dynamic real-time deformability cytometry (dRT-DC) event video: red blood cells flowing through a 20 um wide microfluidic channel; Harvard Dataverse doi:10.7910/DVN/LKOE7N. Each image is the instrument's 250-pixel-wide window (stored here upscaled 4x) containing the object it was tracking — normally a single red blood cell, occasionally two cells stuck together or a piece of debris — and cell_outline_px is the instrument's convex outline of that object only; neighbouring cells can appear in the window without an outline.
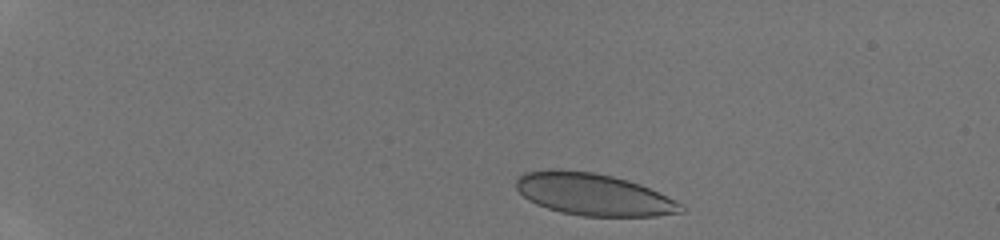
{"species": "human", "species_latin": "Homo sapiens", "temperature_condition": "room temperature", "stored_images_in_passage": 37, "camera_frame_rate_fps": 3000, "um_per_image_px": 0.085, "donor": {"sex": "male"}, "frame": {"image": 1, "passage_image": 3, "time_ms": 0.667, "image_size_px": [1000, 240], "cell_outline_px": [[684, 212], [656, 216], [584, 216], [560, 212], [536, 204], [528, 200], [516, 188], [516, 180], [524, 172], [548, 168], [560, 168], [596, 172], [628, 180], [640, 184], [684, 204]], "centroid_in_image_um": [50.43, 16.51], "position_along_channel_um": 34.6, "area_um2": 40.75}}
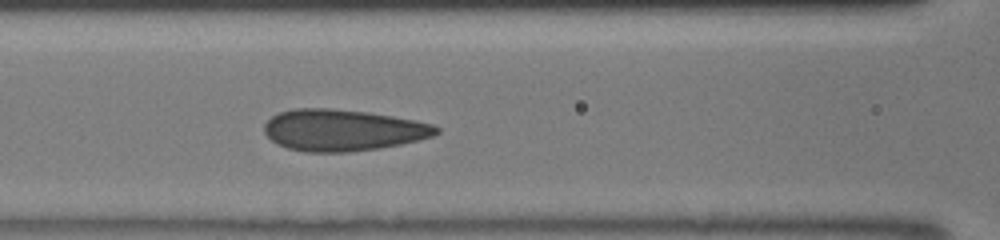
{"frame": {"image": 2, "passage_image": 16, "time_ms": 5.0, "image_size_px": [1000, 240], "cell_outline_px": [[440, 132], [432, 136], [400, 144], [380, 148], [348, 152], [304, 152], [288, 148], [276, 144], [264, 132], [264, 124], [272, 116], [280, 112], [292, 108], [332, 108], [368, 112], [416, 120], [436, 124], [440, 128]], "centroid_in_image_um": [29.14, 11.05], "position_along_channel_um": 137.5, "area_um2": 41.79}}
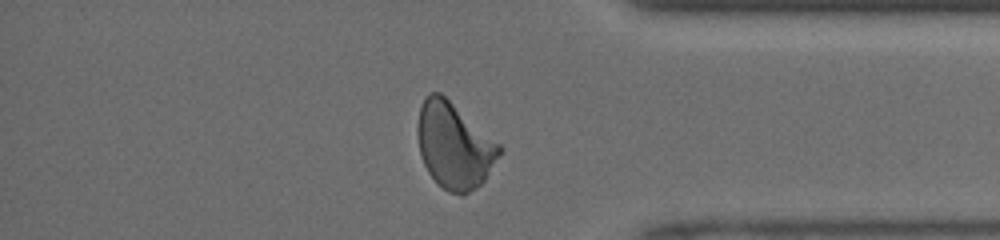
{"frame": {"image": 3, "passage_image": 33, "time_ms": 10.667, "image_size_px": [1000, 240], "cell_outline_px": [[504, 148], [484, 180], [476, 188], [464, 196], [460, 196], [448, 192], [428, 172], [424, 164], [420, 152], [416, 128], [420, 104], [432, 92], [440, 92], [500, 144]], "centroid_in_image_um": [38.6, 12.39], "position_along_channel_um": 396.6, "area_um2": 40.69}}